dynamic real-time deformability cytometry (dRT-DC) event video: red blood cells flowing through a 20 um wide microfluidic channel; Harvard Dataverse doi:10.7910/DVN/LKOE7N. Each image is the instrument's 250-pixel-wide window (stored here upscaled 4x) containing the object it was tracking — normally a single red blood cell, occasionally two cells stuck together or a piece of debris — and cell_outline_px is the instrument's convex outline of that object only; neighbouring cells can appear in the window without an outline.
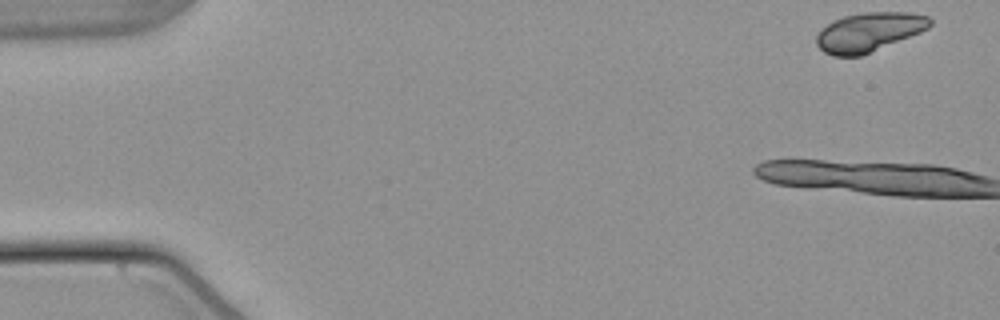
{"species": "common noctule bat (a hibernating species)", "species_latin": "Nyctalus noctula", "temperature_condition": "warm", "stored_images_in_passage": 10, "camera_frame_rate_fps": 3000, "um_per_image_px": 0.085, "animal": {"sex": "male", "body_mass_g": 21.5, "forearm_length_mm": 52.0}, "frame": {"image": 1, "passage_image": 1, "time_ms": 0.0, "image_size_px": [1000, 320], "cell_outline_px": [[932, 24], [928, 28], [920, 32], [860, 56], [832, 56], [824, 52], [816, 44], [816, 36], [832, 20], [844, 16], [864, 12], [908, 12], [928, 16], [932, 20]], "centroid_in_image_um": [73.85, 2.71], "position_along_channel_um": 11.1, "area_um2": 25.61}}